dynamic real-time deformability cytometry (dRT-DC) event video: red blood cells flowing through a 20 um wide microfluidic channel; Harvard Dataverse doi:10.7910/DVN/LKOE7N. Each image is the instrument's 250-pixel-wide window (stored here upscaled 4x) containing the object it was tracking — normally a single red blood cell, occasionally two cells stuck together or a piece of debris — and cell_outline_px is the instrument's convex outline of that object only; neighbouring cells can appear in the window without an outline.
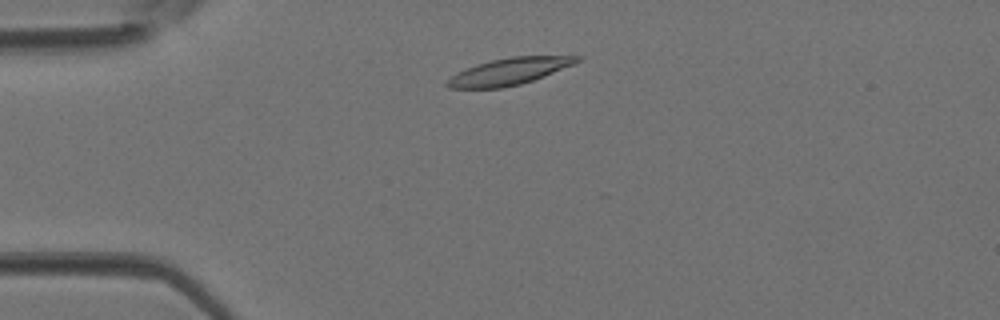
{"species": "Egyptian fruit bat (a non-hibernating species)", "species_latin": "Rousettus aegyptiacus", "temperature_condition": "room temperature", "stored_images_in_passage": 34, "camera_frame_rate_fps": 3000, "um_per_image_px": 0.085, "animal": {"sex": "female"}, "frame": {"image": 1, "passage_image": 2, "time_ms": 0.333, "image_size_px": [1000, 320], "cell_outline_px": [[584, 56], [580, 60], [572, 64], [544, 76], [520, 84], [504, 88], [448, 88], [444, 84], [444, 80], [456, 72], [476, 64], [492, 60], [512, 56]], "centroid_in_image_um": [43.19, 6.08], "position_along_channel_um": 41.8, "area_um2": 20.23}}
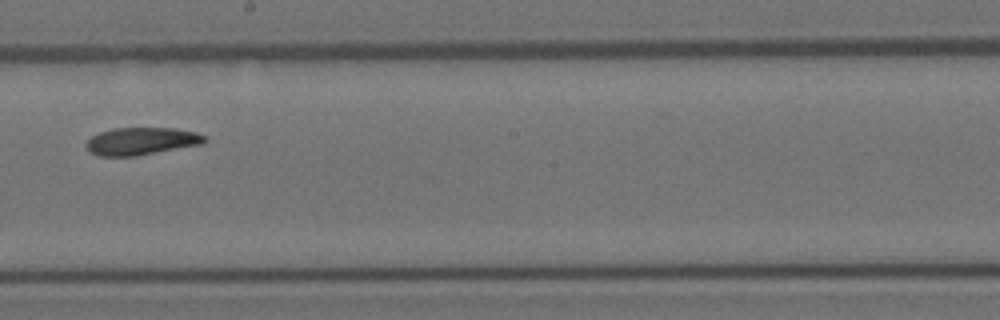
{"frame": {"image": 2, "passage_image": 16, "time_ms": 5.0, "image_size_px": [1000, 320], "cell_outline_px": [[208, 140], [204, 144], [136, 156], [96, 156], [88, 152], [84, 144], [92, 136], [100, 132], [116, 128], [176, 128], [196, 132], [208, 136]], "centroid_in_image_um": [12.05, 12.01], "position_along_channel_um": 236.2, "area_um2": 19.31}}
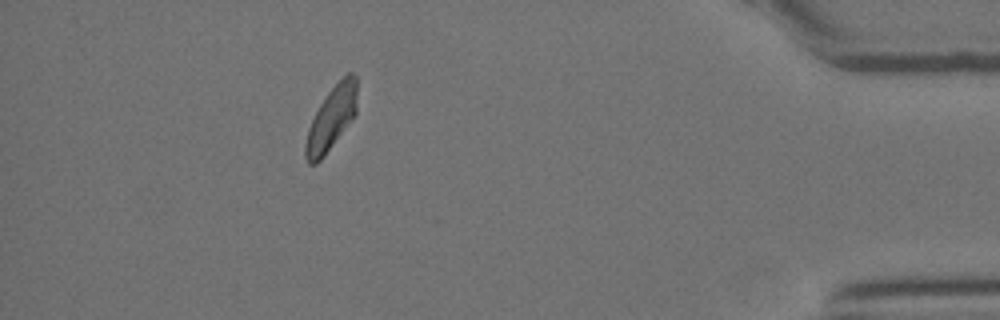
{"frame": {"image": 3, "passage_image": 30, "time_ms": 9.667, "image_size_px": [1000, 320], "cell_outline_px": [[356, 112], [324, 156], [316, 164], [308, 164], [304, 156], [304, 144], [308, 128], [320, 104], [328, 92], [348, 72], [352, 72], [356, 76]], "centroid_in_image_um": [28.13, 10.09], "position_along_channel_um": 407.1, "area_um2": 18.61}}